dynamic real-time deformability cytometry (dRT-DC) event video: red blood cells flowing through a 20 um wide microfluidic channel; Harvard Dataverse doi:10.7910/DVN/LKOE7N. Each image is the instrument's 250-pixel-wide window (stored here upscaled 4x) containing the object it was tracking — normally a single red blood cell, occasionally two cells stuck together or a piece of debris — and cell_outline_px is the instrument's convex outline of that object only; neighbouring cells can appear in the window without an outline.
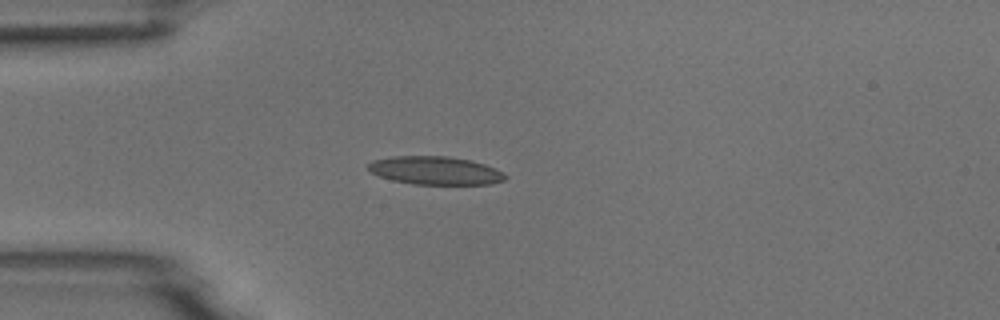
{"species": "common noctule bat (a hibernating species)", "species_latin": "Nyctalus noctula", "temperature_condition": "room temperature", "stored_images_in_passage": 4, "camera_frame_rate_fps": 3000, "um_per_image_px": 0.085, "animal": {"sex": "male", "body_mass_g": 18.8}, "frame": {"image": 1, "passage_image": 3, "time_ms": 3.0, "image_size_px": [1000, 320], "cell_outline_px": [[508, 176], [504, 180], [492, 184], [412, 184], [392, 180], [380, 176], [372, 172], [368, 168], [368, 164], [372, 160], [392, 156], [448, 156], [468, 160], [484, 164], [496, 168], [504, 172]], "centroid_in_image_um": [37.02, 14.49], "position_along_channel_um": 48.0, "area_um2": 22.54}}